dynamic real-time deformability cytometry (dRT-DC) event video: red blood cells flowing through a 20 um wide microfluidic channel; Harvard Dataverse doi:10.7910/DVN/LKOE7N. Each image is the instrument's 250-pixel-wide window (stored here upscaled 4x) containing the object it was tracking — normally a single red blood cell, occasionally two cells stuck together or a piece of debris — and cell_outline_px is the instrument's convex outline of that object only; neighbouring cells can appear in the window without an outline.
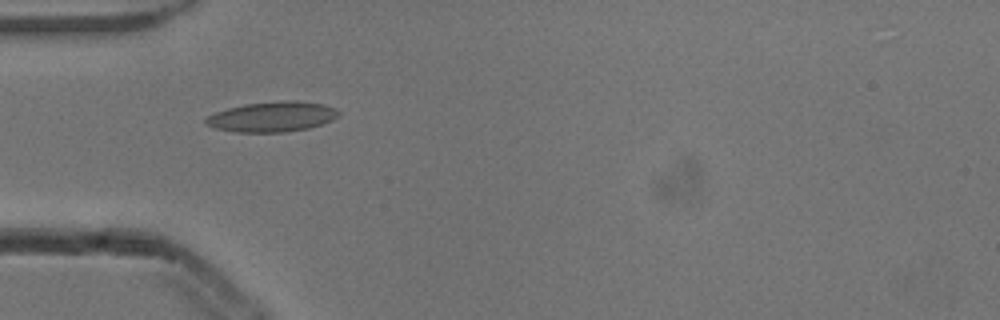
{"species": "common noctule bat (a hibernating species)", "species_latin": "Nyctalus noctula", "temperature_condition": "cold", "stored_images_in_passage": 34, "camera_frame_rate_fps": 3000, "um_per_image_px": 0.085, "animal": {"sex": "male", "body_mass_g": 13.3}, "frame": {"image": 1, "passage_image": 1, "time_ms": 0.0, "image_size_px": [1000, 320], "cell_outline_px": [[340, 112], [332, 120], [308, 128], [284, 132], [236, 132], [212, 128], [204, 124], [204, 120], [208, 116], [216, 112], [228, 108], [244, 104], [280, 100], [296, 100], [324, 104], [336, 108]], "centroid_in_image_um": [23.1, 9.91], "position_along_channel_um": 61.9, "area_um2": 23.47}}
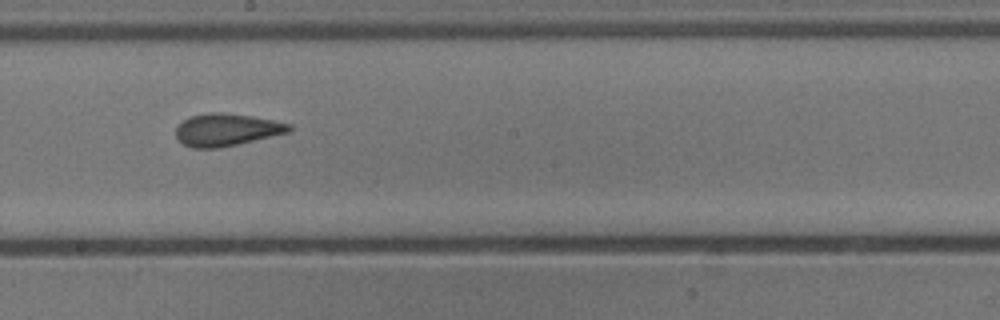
{"frame": {"image": 2, "passage_image": 14, "time_ms": 4.333, "image_size_px": [1000, 320], "cell_outline_px": [[292, 128], [288, 132], [220, 148], [192, 148], [184, 144], [176, 136], [176, 128], [184, 120], [192, 116], [208, 112], [224, 112], [252, 116], [276, 120], [292, 124]], "centroid_in_image_um": [19.28, 11.02], "position_along_channel_um": 228.9, "area_um2": 21.27}}
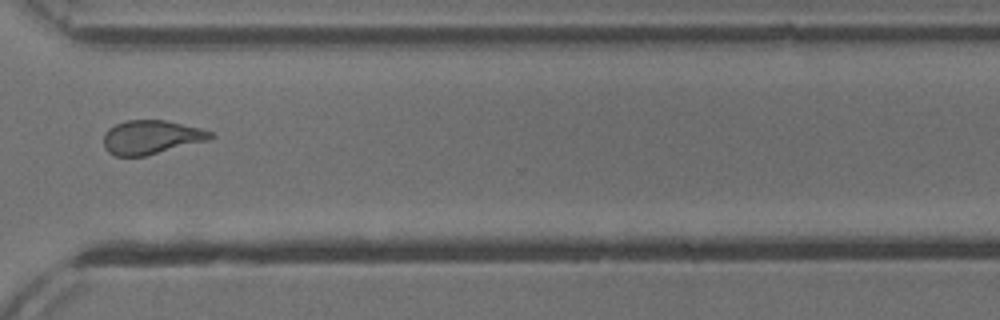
{"frame": {"image": 3, "passage_image": 24, "time_ms": 7.667, "image_size_px": [1000, 320], "cell_outline_px": [[216, 136], [212, 140], [144, 156], [116, 156], [108, 152], [104, 148], [104, 132], [108, 128], [116, 124], [128, 120], [164, 120], [200, 128], [212, 132]], "centroid_in_image_um": [12.88, 11.67], "position_along_channel_um": 357.7, "area_um2": 21.27}, "authors_computed_cell_mechanics": {"area_um2": 21.2415, "velocity_mm_per_s": 3.8766, "shape_relaxation_time_tau1_ms": 7.9688, "shape_relaxation_time_tau2_ms": 1.5666, "deformation_change_tau1": 0.1785, "deformation_change_tau2": 0.1048}}